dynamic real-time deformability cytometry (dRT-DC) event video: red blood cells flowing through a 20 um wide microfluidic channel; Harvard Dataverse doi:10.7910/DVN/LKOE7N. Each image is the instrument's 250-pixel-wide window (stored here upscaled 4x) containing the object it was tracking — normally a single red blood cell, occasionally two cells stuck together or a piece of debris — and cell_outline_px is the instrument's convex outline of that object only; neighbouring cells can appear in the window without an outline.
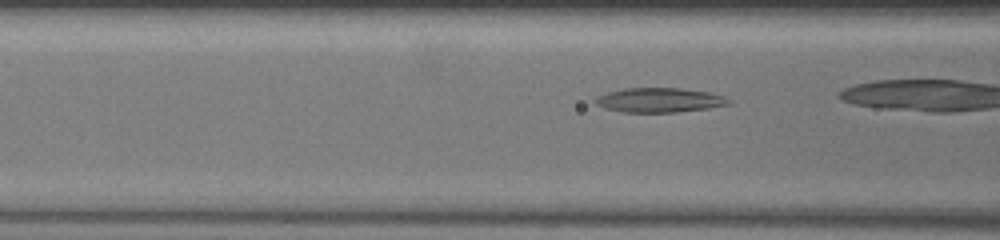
{"species": "common noctule bat (a hibernating species)", "species_latin": "Nyctalus noctula", "temperature_condition": "warm", "stored_images_in_passage": 37, "camera_frame_rate_fps": 3000, "um_per_image_px": 0.085, "animal": {"sex": "female", "body_mass_g": 19.5, "forearm_length_mm": 54.1}, "frame": {"image": 1, "passage_image": 11, "time_ms": 3.333, "image_size_px": [1000, 240], "cell_outline_px": [[728, 104], [708, 108], [676, 112], [624, 112], [604, 108], [596, 104], [592, 100], [596, 96], [608, 92], [624, 88], [680, 88], [708, 92], [724, 96], [728, 100]], "centroid_in_image_um": [55.97, 8.5], "position_along_channel_um": 110.6, "area_um2": 18.9}}
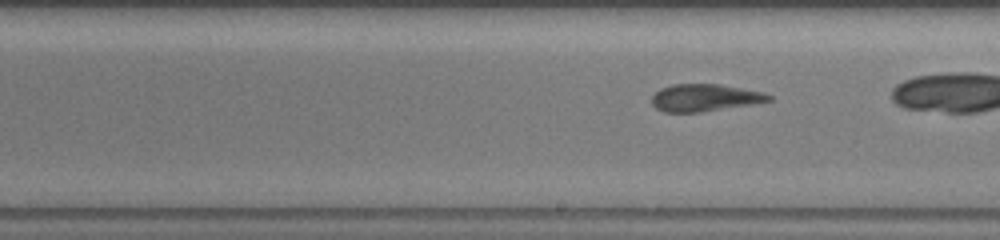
{"frame": {"image": 2, "passage_image": 22, "time_ms": 7.0, "image_size_px": [1000, 240], "cell_outline_px": [[772, 100], [752, 104], [700, 112], [664, 112], [656, 108], [652, 104], [652, 96], [660, 88], [672, 84], [720, 84], [764, 92], [772, 96]], "centroid_in_image_um": [59.89, 8.3], "position_along_channel_um": 229.1, "area_um2": 18.55}}